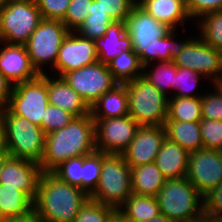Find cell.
<instances>
[{"mask_svg": "<svg viewBox=\"0 0 222 222\" xmlns=\"http://www.w3.org/2000/svg\"><path fill=\"white\" fill-rule=\"evenodd\" d=\"M124 22L126 33L131 37L133 50L139 55L143 70L150 68L149 65H154L155 61H173L191 39L176 41L173 38H176L174 33L177 30H171L155 20L137 4Z\"/></svg>", "mask_w": 222, "mask_h": 222, "instance_id": "1", "label": "cell"}, {"mask_svg": "<svg viewBox=\"0 0 222 222\" xmlns=\"http://www.w3.org/2000/svg\"><path fill=\"white\" fill-rule=\"evenodd\" d=\"M89 195L59 180L51 172H42L33 202V212L41 222H72Z\"/></svg>", "mask_w": 222, "mask_h": 222, "instance_id": "2", "label": "cell"}, {"mask_svg": "<svg viewBox=\"0 0 222 222\" xmlns=\"http://www.w3.org/2000/svg\"><path fill=\"white\" fill-rule=\"evenodd\" d=\"M95 150L94 120L90 113L46 134L45 151L39 164L42 172H52L66 160L88 155Z\"/></svg>", "mask_w": 222, "mask_h": 222, "instance_id": "3", "label": "cell"}, {"mask_svg": "<svg viewBox=\"0 0 222 222\" xmlns=\"http://www.w3.org/2000/svg\"><path fill=\"white\" fill-rule=\"evenodd\" d=\"M9 156L40 163L45 151L46 134L27 118L12 114L7 108L1 117Z\"/></svg>", "mask_w": 222, "mask_h": 222, "instance_id": "4", "label": "cell"}, {"mask_svg": "<svg viewBox=\"0 0 222 222\" xmlns=\"http://www.w3.org/2000/svg\"><path fill=\"white\" fill-rule=\"evenodd\" d=\"M131 194V167L124 156L103 152L100 179L90 199L117 211Z\"/></svg>", "mask_w": 222, "mask_h": 222, "instance_id": "5", "label": "cell"}, {"mask_svg": "<svg viewBox=\"0 0 222 222\" xmlns=\"http://www.w3.org/2000/svg\"><path fill=\"white\" fill-rule=\"evenodd\" d=\"M129 116L140 126H164L168 114L169 96L144 77L125 83Z\"/></svg>", "mask_w": 222, "mask_h": 222, "instance_id": "6", "label": "cell"}, {"mask_svg": "<svg viewBox=\"0 0 222 222\" xmlns=\"http://www.w3.org/2000/svg\"><path fill=\"white\" fill-rule=\"evenodd\" d=\"M156 198L160 213L173 222L194 219L204 213L203 197L186 177L167 179Z\"/></svg>", "mask_w": 222, "mask_h": 222, "instance_id": "7", "label": "cell"}, {"mask_svg": "<svg viewBox=\"0 0 222 222\" xmlns=\"http://www.w3.org/2000/svg\"><path fill=\"white\" fill-rule=\"evenodd\" d=\"M41 20L35 0H6L0 9V43L24 45Z\"/></svg>", "mask_w": 222, "mask_h": 222, "instance_id": "8", "label": "cell"}, {"mask_svg": "<svg viewBox=\"0 0 222 222\" xmlns=\"http://www.w3.org/2000/svg\"><path fill=\"white\" fill-rule=\"evenodd\" d=\"M69 32L61 20L53 19H42L32 32L24 46L32 67L39 75L45 73L42 68L48 62L55 69L59 49Z\"/></svg>", "mask_w": 222, "mask_h": 222, "instance_id": "9", "label": "cell"}, {"mask_svg": "<svg viewBox=\"0 0 222 222\" xmlns=\"http://www.w3.org/2000/svg\"><path fill=\"white\" fill-rule=\"evenodd\" d=\"M48 104L47 74L44 73L35 79L14 84L6 108L43 130V118Z\"/></svg>", "mask_w": 222, "mask_h": 222, "instance_id": "10", "label": "cell"}, {"mask_svg": "<svg viewBox=\"0 0 222 222\" xmlns=\"http://www.w3.org/2000/svg\"><path fill=\"white\" fill-rule=\"evenodd\" d=\"M173 61L177 67L194 70L203 77L209 76L212 84H219L222 79V52L200 37L191 38Z\"/></svg>", "mask_w": 222, "mask_h": 222, "instance_id": "11", "label": "cell"}, {"mask_svg": "<svg viewBox=\"0 0 222 222\" xmlns=\"http://www.w3.org/2000/svg\"><path fill=\"white\" fill-rule=\"evenodd\" d=\"M62 77L83 98L89 107L118 84L113 79L108 65L98 61L70 71Z\"/></svg>", "mask_w": 222, "mask_h": 222, "instance_id": "12", "label": "cell"}, {"mask_svg": "<svg viewBox=\"0 0 222 222\" xmlns=\"http://www.w3.org/2000/svg\"><path fill=\"white\" fill-rule=\"evenodd\" d=\"M95 148L106 154L122 155L135 137L139 124L127 115L110 119H93Z\"/></svg>", "mask_w": 222, "mask_h": 222, "instance_id": "13", "label": "cell"}, {"mask_svg": "<svg viewBox=\"0 0 222 222\" xmlns=\"http://www.w3.org/2000/svg\"><path fill=\"white\" fill-rule=\"evenodd\" d=\"M186 178L203 198L222 184V165L217 150L201 148L189 153Z\"/></svg>", "mask_w": 222, "mask_h": 222, "instance_id": "14", "label": "cell"}, {"mask_svg": "<svg viewBox=\"0 0 222 222\" xmlns=\"http://www.w3.org/2000/svg\"><path fill=\"white\" fill-rule=\"evenodd\" d=\"M98 61L94 41L81 37L77 32L70 31L64 39L55 62V76L80 69Z\"/></svg>", "mask_w": 222, "mask_h": 222, "instance_id": "15", "label": "cell"}, {"mask_svg": "<svg viewBox=\"0 0 222 222\" xmlns=\"http://www.w3.org/2000/svg\"><path fill=\"white\" fill-rule=\"evenodd\" d=\"M166 138L164 126H139L135 137L122 154L130 167L154 163Z\"/></svg>", "mask_w": 222, "mask_h": 222, "instance_id": "16", "label": "cell"}, {"mask_svg": "<svg viewBox=\"0 0 222 222\" xmlns=\"http://www.w3.org/2000/svg\"><path fill=\"white\" fill-rule=\"evenodd\" d=\"M41 173L38 162L9 156L0 174V184L16 187L34 202Z\"/></svg>", "mask_w": 222, "mask_h": 222, "instance_id": "17", "label": "cell"}, {"mask_svg": "<svg viewBox=\"0 0 222 222\" xmlns=\"http://www.w3.org/2000/svg\"><path fill=\"white\" fill-rule=\"evenodd\" d=\"M1 45L0 72L13 84L35 79L39 75L32 67L24 45L4 42Z\"/></svg>", "mask_w": 222, "mask_h": 222, "instance_id": "18", "label": "cell"}, {"mask_svg": "<svg viewBox=\"0 0 222 222\" xmlns=\"http://www.w3.org/2000/svg\"><path fill=\"white\" fill-rule=\"evenodd\" d=\"M49 104L68 111L75 117L90 114V107L83 98L64 80L63 77L47 76Z\"/></svg>", "mask_w": 222, "mask_h": 222, "instance_id": "19", "label": "cell"}, {"mask_svg": "<svg viewBox=\"0 0 222 222\" xmlns=\"http://www.w3.org/2000/svg\"><path fill=\"white\" fill-rule=\"evenodd\" d=\"M98 62L108 64L123 51H132L133 45L129 34L126 33L125 22L113 21L105 34L94 40Z\"/></svg>", "mask_w": 222, "mask_h": 222, "instance_id": "20", "label": "cell"}, {"mask_svg": "<svg viewBox=\"0 0 222 222\" xmlns=\"http://www.w3.org/2000/svg\"><path fill=\"white\" fill-rule=\"evenodd\" d=\"M137 5L171 30H177L176 26H184L186 20H191L186 0H137Z\"/></svg>", "mask_w": 222, "mask_h": 222, "instance_id": "21", "label": "cell"}, {"mask_svg": "<svg viewBox=\"0 0 222 222\" xmlns=\"http://www.w3.org/2000/svg\"><path fill=\"white\" fill-rule=\"evenodd\" d=\"M188 156V151L166 137L154 163L165 178L181 179L187 175Z\"/></svg>", "mask_w": 222, "mask_h": 222, "instance_id": "22", "label": "cell"}, {"mask_svg": "<svg viewBox=\"0 0 222 222\" xmlns=\"http://www.w3.org/2000/svg\"><path fill=\"white\" fill-rule=\"evenodd\" d=\"M93 119H110L129 115L128 93L125 84H117L103 94L91 107Z\"/></svg>", "mask_w": 222, "mask_h": 222, "instance_id": "23", "label": "cell"}, {"mask_svg": "<svg viewBox=\"0 0 222 222\" xmlns=\"http://www.w3.org/2000/svg\"><path fill=\"white\" fill-rule=\"evenodd\" d=\"M166 137L178 143L189 153L204 148L200 122H181L166 120L164 124Z\"/></svg>", "mask_w": 222, "mask_h": 222, "instance_id": "24", "label": "cell"}, {"mask_svg": "<svg viewBox=\"0 0 222 222\" xmlns=\"http://www.w3.org/2000/svg\"><path fill=\"white\" fill-rule=\"evenodd\" d=\"M166 180L155 163L131 167L133 194L156 196Z\"/></svg>", "mask_w": 222, "mask_h": 222, "instance_id": "25", "label": "cell"}, {"mask_svg": "<svg viewBox=\"0 0 222 222\" xmlns=\"http://www.w3.org/2000/svg\"><path fill=\"white\" fill-rule=\"evenodd\" d=\"M33 212V201L16 187L0 184V216L2 220L21 218Z\"/></svg>", "mask_w": 222, "mask_h": 222, "instance_id": "26", "label": "cell"}, {"mask_svg": "<svg viewBox=\"0 0 222 222\" xmlns=\"http://www.w3.org/2000/svg\"><path fill=\"white\" fill-rule=\"evenodd\" d=\"M129 222L151 219L160 214L156 196L131 194L117 210Z\"/></svg>", "mask_w": 222, "mask_h": 222, "instance_id": "27", "label": "cell"}, {"mask_svg": "<svg viewBox=\"0 0 222 222\" xmlns=\"http://www.w3.org/2000/svg\"><path fill=\"white\" fill-rule=\"evenodd\" d=\"M107 65L113 79L118 84H125L143 76V65L140 62L139 55L134 50L123 51Z\"/></svg>", "mask_w": 222, "mask_h": 222, "instance_id": "28", "label": "cell"}, {"mask_svg": "<svg viewBox=\"0 0 222 222\" xmlns=\"http://www.w3.org/2000/svg\"><path fill=\"white\" fill-rule=\"evenodd\" d=\"M166 120L200 122L202 120L201 97H169Z\"/></svg>", "mask_w": 222, "mask_h": 222, "instance_id": "29", "label": "cell"}, {"mask_svg": "<svg viewBox=\"0 0 222 222\" xmlns=\"http://www.w3.org/2000/svg\"><path fill=\"white\" fill-rule=\"evenodd\" d=\"M112 22V18L100 8L98 1L93 0L89 15L76 32L81 37L94 41L105 34Z\"/></svg>", "mask_w": 222, "mask_h": 222, "instance_id": "30", "label": "cell"}, {"mask_svg": "<svg viewBox=\"0 0 222 222\" xmlns=\"http://www.w3.org/2000/svg\"><path fill=\"white\" fill-rule=\"evenodd\" d=\"M156 64L155 68L151 67V71L143 70L142 77L167 96L169 94L167 93L168 90L173 89L174 95L169 94V96L175 97V76L178 67L174 64V61H161Z\"/></svg>", "mask_w": 222, "mask_h": 222, "instance_id": "31", "label": "cell"}, {"mask_svg": "<svg viewBox=\"0 0 222 222\" xmlns=\"http://www.w3.org/2000/svg\"><path fill=\"white\" fill-rule=\"evenodd\" d=\"M198 27L205 43L222 52V10L208 12L200 17Z\"/></svg>", "mask_w": 222, "mask_h": 222, "instance_id": "32", "label": "cell"}, {"mask_svg": "<svg viewBox=\"0 0 222 222\" xmlns=\"http://www.w3.org/2000/svg\"><path fill=\"white\" fill-rule=\"evenodd\" d=\"M103 165V152H94L83 156L81 189L90 195L97 187L101 168Z\"/></svg>", "mask_w": 222, "mask_h": 222, "instance_id": "33", "label": "cell"}, {"mask_svg": "<svg viewBox=\"0 0 222 222\" xmlns=\"http://www.w3.org/2000/svg\"><path fill=\"white\" fill-rule=\"evenodd\" d=\"M201 78L203 76L194 70L178 67L175 76V97H202L203 94L195 93L198 80Z\"/></svg>", "mask_w": 222, "mask_h": 222, "instance_id": "34", "label": "cell"}, {"mask_svg": "<svg viewBox=\"0 0 222 222\" xmlns=\"http://www.w3.org/2000/svg\"><path fill=\"white\" fill-rule=\"evenodd\" d=\"M83 156L73 157L61 163L51 173L59 180L81 189Z\"/></svg>", "mask_w": 222, "mask_h": 222, "instance_id": "35", "label": "cell"}, {"mask_svg": "<svg viewBox=\"0 0 222 222\" xmlns=\"http://www.w3.org/2000/svg\"><path fill=\"white\" fill-rule=\"evenodd\" d=\"M93 0H71L64 18L61 20L69 31H76L85 21Z\"/></svg>", "mask_w": 222, "mask_h": 222, "instance_id": "36", "label": "cell"}, {"mask_svg": "<svg viewBox=\"0 0 222 222\" xmlns=\"http://www.w3.org/2000/svg\"><path fill=\"white\" fill-rule=\"evenodd\" d=\"M114 212L113 208L89 198L72 222H107Z\"/></svg>", "mask_w": 222, "mask_h": 222, "instance_id": "37", "label": "cell"}, {"mask_svg": "<svg viewBox=\"0 0 222 222\" xmlns=\"http://www.w3.org/2000/svg\"><path fill=\"white\" fill-rule=\"evenodd\" d=\"M213 93H203L201 97L202 119L222 121V86L213 84Z\"/></svg>", "mask_w": 222, "mask_h": 222, "instance_id": "38", "label": "cell"}, {"mask_svg": "<svg viewBox=\"0 0 222 222\" xmlns=\"http://www.w3.org/2000/svg\"><path fill=\"white\" fill-rule=\"evenodd\" d=\"M75 118L76 117L70 112L48 104L43 118V131L45 134H48L52 131L61 129Z\"/></svg>", "mask_w": 222, "mask_h": 222, "instance_id": "39", "label": "cell"}, {"mask_svg": "<svg viewBox=\"0 0 222 222\" xmlns=\"http://www.w3.org/2000/svg\"><path fill=\"white\" fill-rule=\"evenodd\" d=\"M200 129L204 148L216 150L222 148V121L202 119Z\"/></svg>", "mask_w": 222, "mask_h": 222, "instance_id": "40", "label": "cell"}, {"mask_svg": "<svg viewBox=\"0 0 222 222\" xmlns=\"http://www.w3.org/2000/svg\"><path fill=\"white\" fill-rule=\"evenodd\" d=\"M100 8L106 12L113 21L124 22L131 13L137 0H97Z\"/></svg>", "mask_w": 222, "mask_h": 222, "instance_id": "41", "label": "cell"}, {"mask_svg": "<svg viewBox=\"0 0 222 222\" xmlns=\"http://www.w3.org/2000/svg\"><path fill=\"white\" fill-rule=\"evenodd\" d=\"M71 0H35L42 19L62 20Z\"/></svg>", "mask_w": 222, "mask_h": 222, "instance_id": "42", "label": "cell"}, {"mask_svg": "<svg viewBox=\"0 0 222 222\" xmlns=\"http://www.w3.org/2000/svg\"><path fill=\"white\" fill-rule=\"evenodd\" d=\"M189 17L199 18L208 12L221 11L222 0H186Z\"/></svg>", "mask_w": 222, "mask_h": 222, "instance_id": "43", "label": "cell"}, {"mask_svg": "<svg viewBox=\"0 0 222 222\" xmlns=\"http://www.w3.org/2000/svg\"><path fill=\"white\" fill-rule=\"evenodd\" d=\"M204 213L211 218L222 219V184L204 198Z\"/></svg>", "mask_w": 222, "mask_h": 222, "instance_id": "44", "label": "cell"}, {"mask_svg": "<svg viewBox=\"0 0 222 222\" xmlns=\"http://www.w3.org/2000/svg\"><path fill=\"white\" fill-rule=\"evenodd\" d=\"M13 83L8 80L1 72H0V101L7 107L9 102Z\"/></svg>", "mask_w": 222, "mask_h": 222, "instance_id": "45", "label": "cell"}, {"mask_svg": "<svg viewBox=\"0 0 222 222\" xmlns=\"http://www.w3.org/2000/svg\"><path fill=\"white\" fill-rule=\"evenodd\" d=\"M2 222H41L34 212L21 218L3 220Z\"/></svg>", "mask_w": 222, "mask_h": 222, "instance_id": "46", "label": "cell"}, {"mask_svg": "<svg viewBox=\"0 0 222 222\" xmlns=\"http://www.w3.org/2000/svg\"><path fill=\"white\" fill-rule=\"evenodd\" d=\"M6 153L7 149L5 145L4 126L2 120L0 119V155H4Z\"/></svg>", "mask_w": 222, "mask_h": 222, "instance_id": "47", "label": "cell"}, {"mask_svg": "<svg viewBox=\"0 0 222 222\" xmlns=\"http://www.w3.org/2000/svg\"><path fill=\"white\" fill-rule=\"evenodd\" d=\"M137 222H173V221L164 214L160 213L151 219H145Z\"/></svg>", "mask_w": 222, "mask_h": 222, "instance_id": "48", "label": "cell"}, {"mask_svg": "<svg viewBox=\"0 0 222 222\" xmlns=\"http://www.w3.org/2000/svg\"><path fill=\"white\" fill-rule=\"evenodd\" d=\"M183 222H211V217L205 213H202L199 217L186 220Z\"/></svg>", "mask_w": 222, "mask_h": 222, "instance_id": "49", "label": "cell"}, {"mask_svg": "<svg viewBox=\"0 0 222 222\" xmlns=\"http://www.w3.org/2000/svg\"><path fill=\"white\" fill-rule=\"evenodd\" d=\"M107 222H129L119 212L115 211Z\"/></svg>", "mask_w": 222, "mask_h": 222, "instance_id": "50", "label": "cell"}, {"mask_svg": "<svg viewBox=\"0 0 222 222\" xmlns=\"http://www.w3.org/2000/svg\"><path fill=\"white\" fill-rule=\"evenodd\" d=\"M9 157V154L6 153L4 155H0V174H1V171L3 169V165H4V162L5 160Z\"/></svg>", "mask_w": 222, "mask_h": 222, "instance_id": "51", "label": "cell"}, {"mask_svg": "<svg viewBox=\"0 0 222 222\" xmlns=\"http://www.w3.org/2000/svg\"><path fill=\"white\" fill-rule=\"evenodd\" d=\"M6 106L0 101V119L2 115L5 113Z\"/></svg>", "mask_w": 222, "mask_h": 222, "instance_id": "52", "label": "cell"}, {"mask_svg": "<svg viewBox=\"0 0 222 222\" xmlns=\"http://www.w3.org/2000/svg\"><path fill=\"white\" fill-rule=\"evenodd\" d=\"M222 165V148L217 150Z\"/></svg>", "mask_w": 222, "mask_h": 222, "instance_id": "53", "label": "cell"}, {"mask_svg": "<svg viewBox=\"0 0 222 222\" xmlns=\"http://www.w3.org/2000/svg\"><path fill=\"white\" fill-rule=\"evenodd\" d=\"M211 222H222V219L211 218Z\"/></svg>", "mask_w": 222, "mask_h": 222, "instance_id": "54", "label": "cell"}, {"mask_svg": "<svg viewBox=\"0 0 222 222\" xmlns=\"http://www.w3.org/2000/svg\"><path fill=\"white\" fill-rule=\"evenodd\" d=\"M6 0H0V9L4 6Z\"/></svg>", "mask_w": 222, "mask_h": 222, "instance_id": "55", "label": "cell"}]
</instances>
